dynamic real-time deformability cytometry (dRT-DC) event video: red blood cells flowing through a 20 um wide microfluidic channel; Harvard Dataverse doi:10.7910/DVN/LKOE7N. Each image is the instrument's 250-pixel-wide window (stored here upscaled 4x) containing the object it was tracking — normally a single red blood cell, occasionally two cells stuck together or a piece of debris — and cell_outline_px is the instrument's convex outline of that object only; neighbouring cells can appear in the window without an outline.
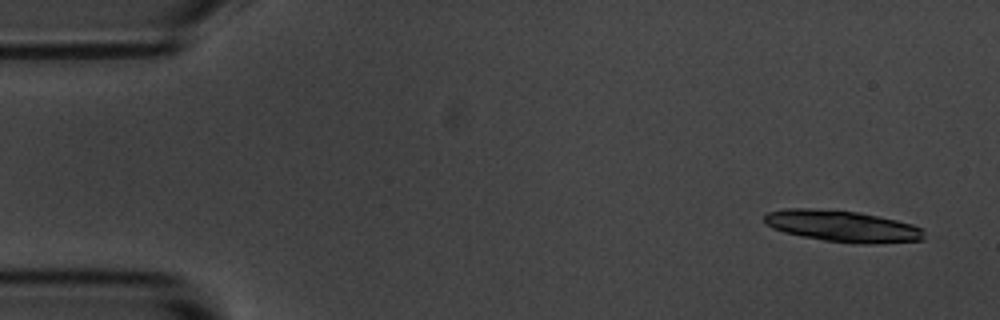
{"species": "common noctule bat (a hibernating species)", "species_latin": "Nyctalus noctula", "temperature_condition": "room temperature", "stored_images_in_passage": 9, "camera_frame_rate_fps": 3000, "um_per_image_px": 0.085, "animal": {"sex": "male", "body_mass_g": 20.1, "forearm_length_mm": 53.5}, "frame": {"image": 1, "passage_image": 1, "time_ms": 0.0, "image_size_px": [1000, 320], "cell_outline_px": [[924, 240], [868, 244], [824, 240], [784, 232], [772, 228], [764, 224], [764, 212], [784, 208], [808, 208], [860, 212], [896, 220], [912, 224], [924, 228]], "centroid_in_image_um": [71.58, 19.21], "position_along_channel_um": 13.4, "area_um2": 29.3}}
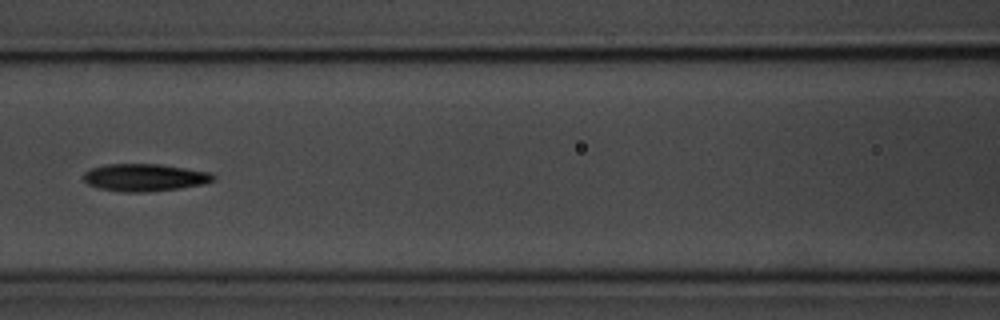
{"frame": {"image": 2, "passage_image": 7, "time_ms": 7.0, "image_size_px": [1000, 320], "cell_outline_px": [[216, 180], [204, 184], [180, 188], [144, 192], [124, 192], [96, 188], [88, 184], [84, 180], [84, 172], [92, 168], [104, 164], [160, 164], [212, 172], [216, 176]], "centroid_in_image_um": [12.33, 15.08], "position_along_channel_um": 154.3, "area_um2": 20.92}}
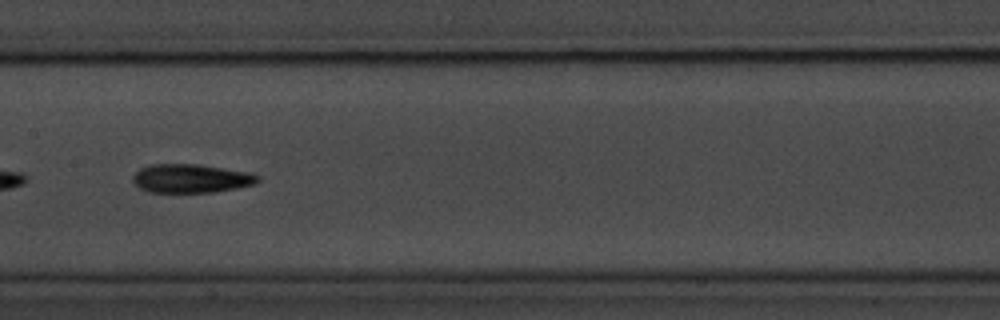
{"frame": {"image": 3, "passage_image": 8, "time_ms": 8.0, "image_size_px": [1000, 320], "cell_outline_px": [[260, 180], [256, 184], [236, 188], [212, 192], [148, 192], [140, 188], [132, 180], [132, 176], [140, 168], [152, 164], [200, 164], [252, 172], [260, 176]], "centroid_in_image_um": [16.28, 15.16], "position_along_channel_um": 191.1, "area_um2": 21.1}}